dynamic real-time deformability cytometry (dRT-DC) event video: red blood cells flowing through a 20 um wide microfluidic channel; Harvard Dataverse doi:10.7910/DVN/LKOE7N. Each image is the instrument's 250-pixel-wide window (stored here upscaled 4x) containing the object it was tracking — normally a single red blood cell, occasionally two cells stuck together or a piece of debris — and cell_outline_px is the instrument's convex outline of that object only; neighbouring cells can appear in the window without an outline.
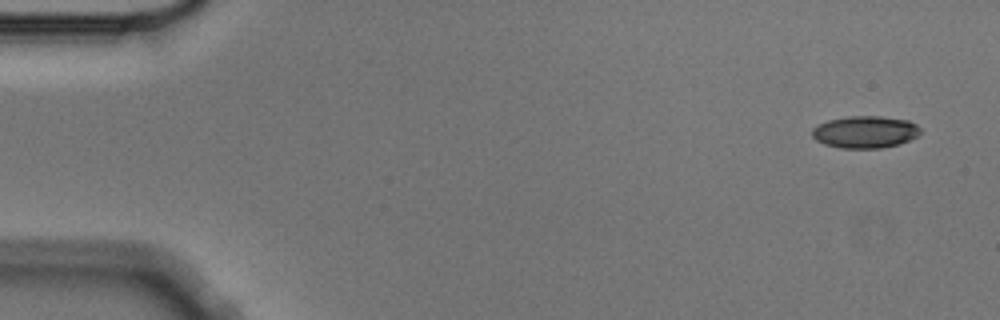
{"species": "Egyptian fruit bat (a non-hibernating species)", "species_latin": "Rousettus aegyptiacus", "temperature_condition": "cold", "stored_images_in_passage": 5, "camera_frame_rate_fps": 3000, "um_per_image_px": 0.085, "animal": {"sex": "male"}, "frame": {"image": 1, "passage_image": 1, "time_ms": 0.0, "image_size_px": [1000, 320], "cell_outline_px": [[920, 132], [916, 136], [900, 144], [880, 148], [840, 148], [824, 144], [816, 140], [812, 136], [812, 128], [828, 120], [848, 116], [880, 116], [908, 120], [916, 124], [920, 128]], "centroid_in_image_um": [73.52, 11.22], "position_along_channel_um": 11.5, "area_um2": 20.23}}
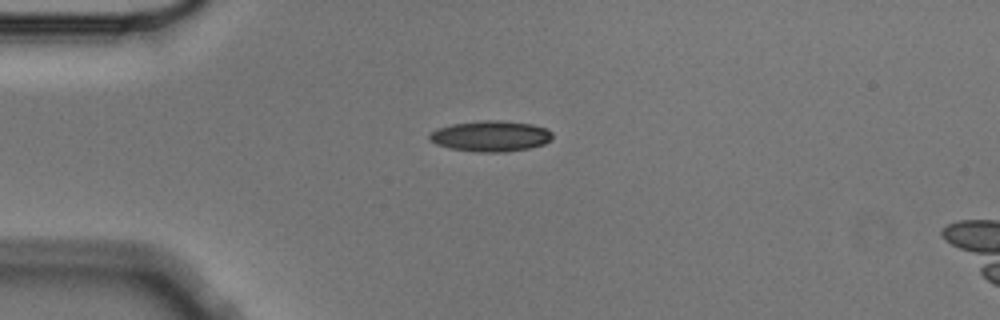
{"frame": {"image": 2, "passage_image": 4, "time_ms": 1.0, "image_size_px": [1000, 320], "cell_outline_px": [[552, 140], [544, 144], [528, 148], [504, 152], [476, 152], [452, 148], [436, 144], [428, 140], [428, 136], [436, 128], [452, 124], [484, 120], [500, 120], [532, 124], [548, 128], [552, 132]], "centroid_in_image_um": [41.72, 11.56], "position_along_channel_um": 43.3, "area_um2": 22.14}}